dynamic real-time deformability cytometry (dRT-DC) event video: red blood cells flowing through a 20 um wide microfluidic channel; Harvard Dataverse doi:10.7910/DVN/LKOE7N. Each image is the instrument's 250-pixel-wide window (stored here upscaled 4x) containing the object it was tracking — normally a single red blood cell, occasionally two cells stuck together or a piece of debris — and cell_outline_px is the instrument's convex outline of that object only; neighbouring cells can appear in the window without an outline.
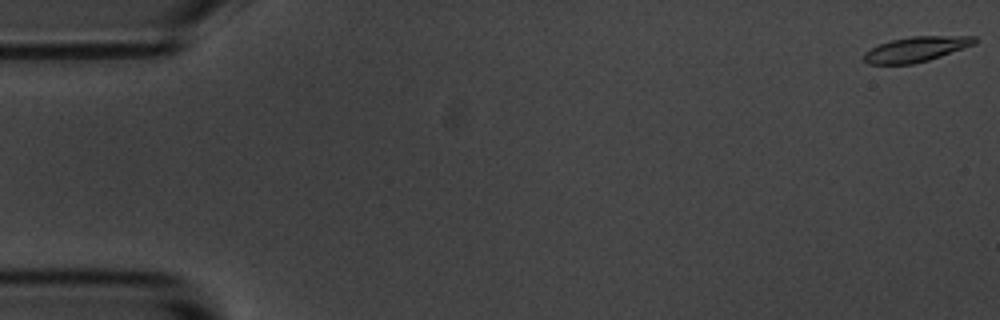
{"species": "common noctule bat (a hibernating species)", "species_latin": "Nyctalus noctula", "temperature_condition": "room temperature", "stored_images_in_passage": 56, "camera_frame_rate_fps": 3000, "um_per_image_px": 0.085, "animal": {"sex": "male", "body_mass_g": 20.1, "forearm_length_mm": 53.5}, "frame": {"image": 1, "passage_image": 1, "time_ms": 0.0, "image_size_px": [1000, 320], "cell_outline_px": [[976, 44], [928, 60], [912, 64], [868, 64], [864, 60], [864, 52], [880, 44], [892, 40], [912, 36], [976, 36]], "centroid_in_image_um": [77.88, 4.18], "position_along_channel_um": 7.1, "area_um2": 16.01}}
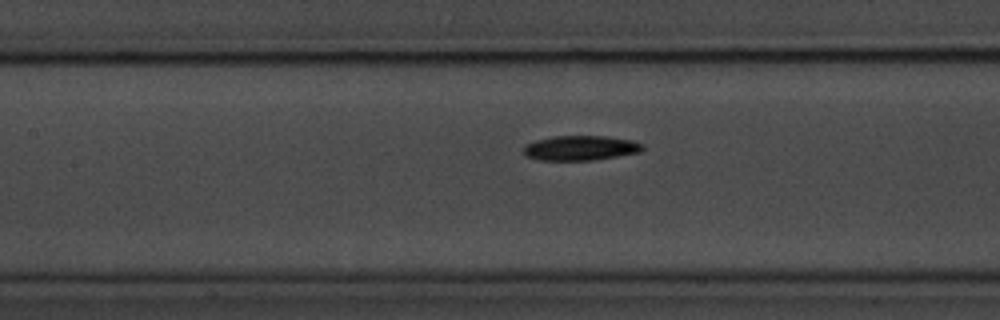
{"frame": {"image": 2, "passage_image": 25, "time_ms": 8.0, "image_size_px": [1000, 320], "cell_outline_px": [[644, 148], [640, 152], [592, 160], [540, 160], [528, 156], [524, 152], [524, 144], [536, 140], [552, 136], [608, 136], [632, 140], [644, 144]], "centroid_in_image_um": [49.36, 12.57], "position_along_channel_um": 158.0, "area_um2": 17.17}}
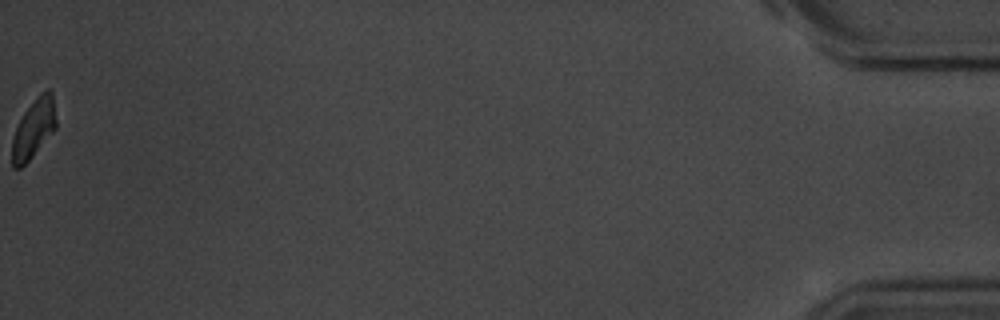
{"frame": {"image": 3, "passage_image": 56, "time_ms": 18.333, "image_size_px": [1000, 320], "cell_outline_px": [[56, 128], [28, 160], [20, 168], [12, 168], [12, 140], [16, 128], [24, 112], [40, 92], [48, 88], [52, 92], [56, 120]], "centroid_in_image_um": [2.86, 10.9], "position_along_channel_um": 432.3, "area_um2": 14.85}, "authors_computed_cell_mechanics": {"area_um2": 16.762, "velocity_mm_per_s": 3.6309, "shape_relaxation_time_tau1_ms": 3.0221, "shape_relaxation_time_tau2_ms": null, "deformation_change_tau1": 0.1306, "deformation_change_tau2": null}}